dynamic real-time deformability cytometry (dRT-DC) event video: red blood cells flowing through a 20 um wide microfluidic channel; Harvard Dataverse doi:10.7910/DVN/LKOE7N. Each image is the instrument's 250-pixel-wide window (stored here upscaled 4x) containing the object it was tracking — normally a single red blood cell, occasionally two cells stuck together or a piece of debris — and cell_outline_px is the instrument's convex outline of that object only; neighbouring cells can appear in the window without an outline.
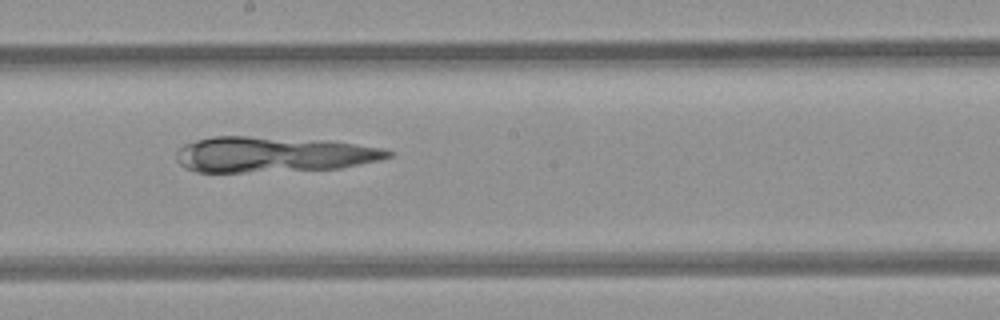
{"species": "common noctule bat (a hibernating species)", "species_latin": "Nyctalus noctula", "temperature_condition": "room temperature", "stored_images_in_passage": 6, "camera_frame_rate_fps": 3000, "um_per_image_px": 0.085, "animal": {"sex": "female", "body_mass_g": 21.9}, "frame": {"image": 1, "passage_image": 6, "time_ms": 5.667, "image_size_px": [1000, 320], "cell_outline_px": [[392, 156], [380, 160], [340, 168], [244, 172], [196, 172], [184, 168], [176, 160], [176, 152], [184, 144], [196, 140], [212, 136], [248, 136], [328, 140], [384, 148], [392, 152]], "centroid_in_image_um": [23.2, 13.12], "position_along_channel_um": 225.0, "area_um2": 43.99}}